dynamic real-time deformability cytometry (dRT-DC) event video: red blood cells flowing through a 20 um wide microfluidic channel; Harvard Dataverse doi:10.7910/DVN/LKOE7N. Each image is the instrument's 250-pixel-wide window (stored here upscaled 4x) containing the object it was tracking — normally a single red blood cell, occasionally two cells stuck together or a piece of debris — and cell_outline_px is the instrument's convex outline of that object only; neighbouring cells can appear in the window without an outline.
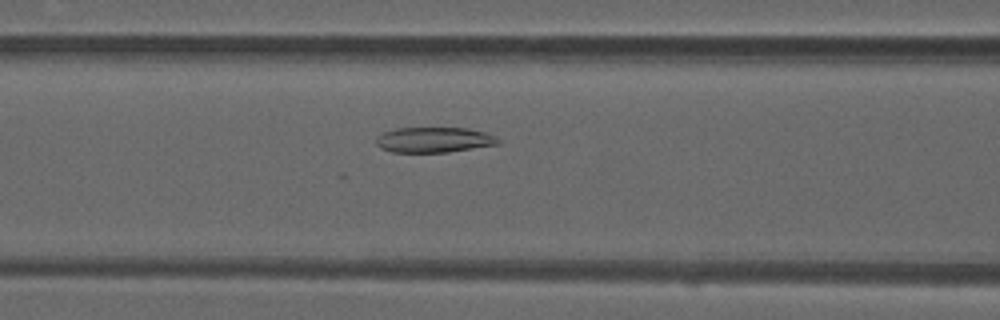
{"species": "common noctule bat (a hibernating species)", "species_latin": "Nyctalus noctula", "temperature_condition": "warm", "stored_images_in_passage": 51, "camera_frame_rate_fps": 3000, "um_per_image_px": 0.085, "animal": {"sex": "male", "forearm_length_mm": 52.5}, "frame": {"image": 1, "passage_image": 21, "time_ms": 6.667, "image_size_px": [1000, 320], "cell_outline_px": [[500, 144], [448, 152], [392, 152], [380, 148], [376, 144], [376, 136], [384, 132], [396, 128], [468, 128], [484, 132], [500, 140]], "centroid_in_image_um": [36.86, 11.89], "position_along_channel_um": 129.7, "area_um2": 17.98}}
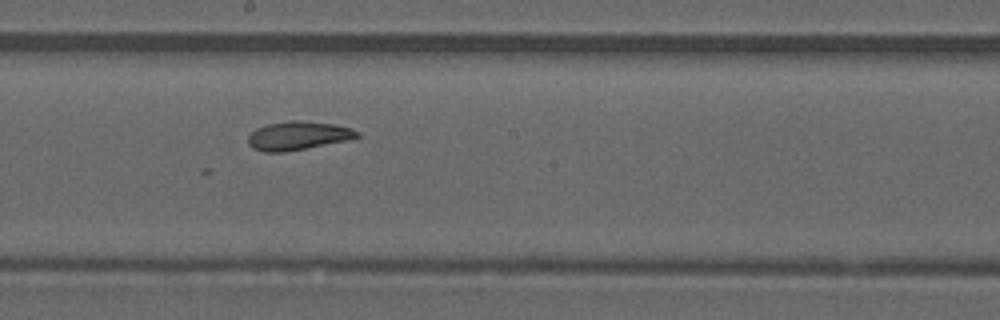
{"frame": {"image": 2, "passage_image": 28, "time_ms": 9.0, "image_size_px": [1000, 320], "cell_outline_px": [[360, 136], [352, 140], [284, 152], [264, 152], [252, 148], [248, 144], [248, 136], [256, 128], [268, 124], [288, 120], [304, 120], [332, 124], [352, 128], [360, 132]], "centroid_in_image_um": [25.36, 11.53], "position_along_channel_um": 222.8, "area_um2": 18.44}}
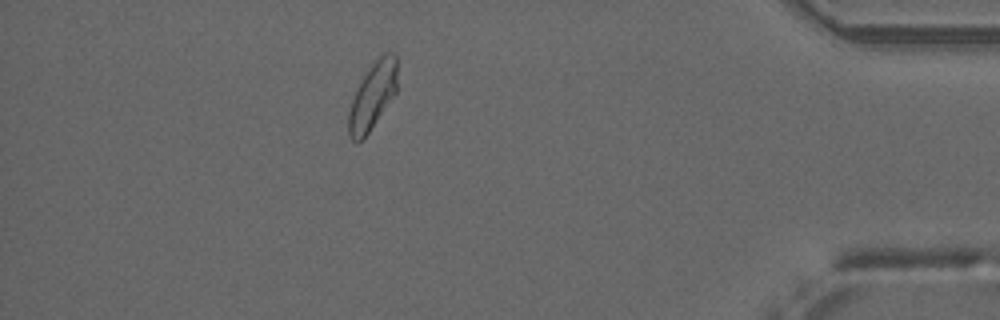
{"frame": {"image": 3, "passage_image": 45, "time_ms": 14.667, "image_size_px": [1000, 320], "cell_outline_px": [[396, 92], [368, 132], [356, 144], [348, 136], [348, 112], [352, 100], [364, 76], [372, 64], [384, 52], [392, 52], [396, 56]], "centroid_in_image_um": [31.65, 8.17], "position_along_channel_um": 403.5, "area_um2": 18.38}}